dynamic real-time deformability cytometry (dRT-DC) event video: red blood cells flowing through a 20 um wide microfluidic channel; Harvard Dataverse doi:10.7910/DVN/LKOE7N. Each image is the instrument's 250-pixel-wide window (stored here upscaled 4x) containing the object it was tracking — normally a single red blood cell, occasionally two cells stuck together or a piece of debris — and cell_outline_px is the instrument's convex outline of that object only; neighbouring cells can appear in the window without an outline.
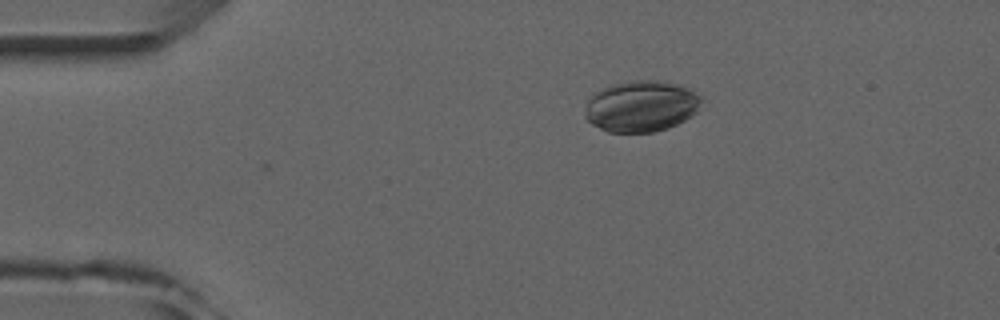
{"species": "common noctule bat (a hibernating species)", "species_latin": "Nyctalus noctula", "temperature_condition": "room temperature", "stored_images_in_passage": 2, "camera_frame_rate_fps": 3000, "um_per_image_px": 0.085, "animal": {"sex": "male", "forearm_length_mm": 52.5}, "frame": {"image": 1, "passage_image": 1, "time_ms": 0.0, "image_size_px": [1000, 320], "cell_outline_px": [[700, 100], [696, 112], [692, 116], [668, 128], [652, 132], [608, 132], [592, 124], [584, 116], [588, 100], [596, 92], [612, 84], [640, 80], [656, 80], [680, 84], [688, 88], [700, 96]], "centroid_in_image_um": [54.5, 9.03], "position_along_channel_um": 30.5, "area_um2": 34.39}}